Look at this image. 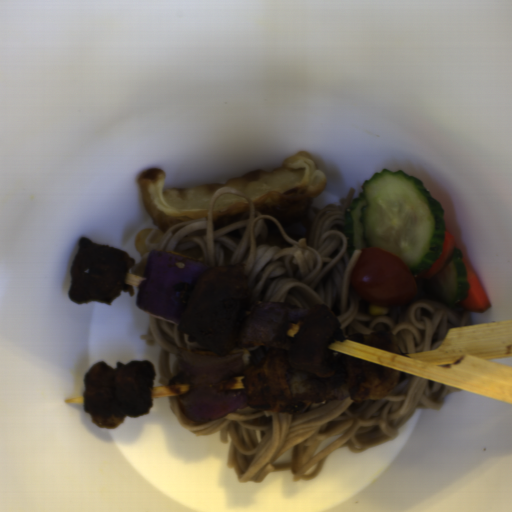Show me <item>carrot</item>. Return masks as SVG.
I'll return each instance as SVG.
<instances>
[{
	"instance_id": "carrot-1",
	"label": "carrot",
	"mask_w": 512,
	"mask_h": 512,
	"mask_svg": "<svg viewBox=\"0 0 512 512\" xmlns=\"http://www.w3.org/2000/svg\"><path fill=\"white\" fill-rule=\"evenodd\" d=\"M465 272L468 279V291L462 302L454 303L456 308L471 313H483L492 309L486 292L482 287L476 271L472 268L470 262L461 255Z\"/></svg>"
},
{
	"instance_id": "carrot-2",
	"label": "carrot",
	"mask_w": 512,
	"mask_h": 512,
	"mask_svg": "<svg viewBox=\"0 0 512 512\" xmlns=\"http://www.w3.org/2000/svg\"><path fill=\"white\" fill-rule=\"evenodd\" d=\"M456 239L449 231L444 230L442 251L430 269L417 274L419 278H432L439 274L448 264L454 250Z\"/></svg>"
}]
</instances>
